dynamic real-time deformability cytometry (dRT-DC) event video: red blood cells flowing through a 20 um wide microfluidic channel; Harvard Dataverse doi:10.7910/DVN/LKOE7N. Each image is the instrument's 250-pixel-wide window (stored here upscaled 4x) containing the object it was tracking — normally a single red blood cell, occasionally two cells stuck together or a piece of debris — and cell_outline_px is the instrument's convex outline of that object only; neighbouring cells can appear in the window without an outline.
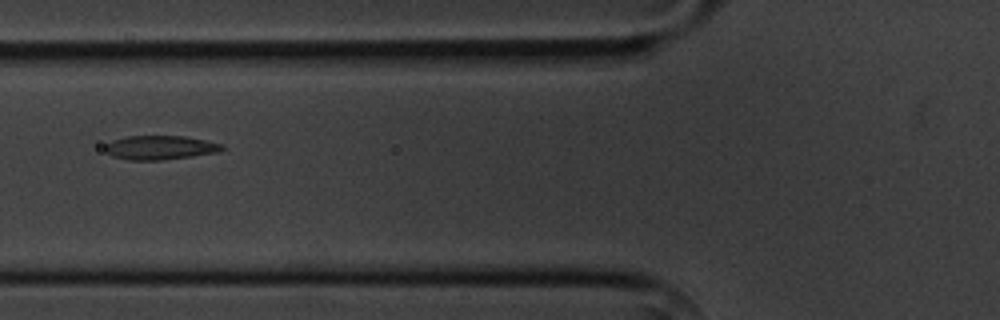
{"species": "common noctule bat (a hibernating species)", "species_latin": "Nyctalus noctula", "temperature_condition": "cold", "stored_images_in_passage": 8, "camera_frame_rate_fps": 3000, "um_per_image_px": 0.085, "animal": {"sex": "male", "body_mass_g": 20.1, "forearm_length_mm": 53.5}, "frame": {"image": 1, "passage_image": 6, "time_ms": 7.333, "image_size_px": [1000, 320], "cell_outline_px": [[224, 148], [216, 152], [192, 156], [160, 160], [128, 160], [112, 156], [104, 152], [104, 144], [112, 140], [128, 136], [184, 136], [224, 144]], "centroid_in_image_um": [13.54, 12.54], "position_along_channel_um": 112.3, "area_um2": 16.42}}
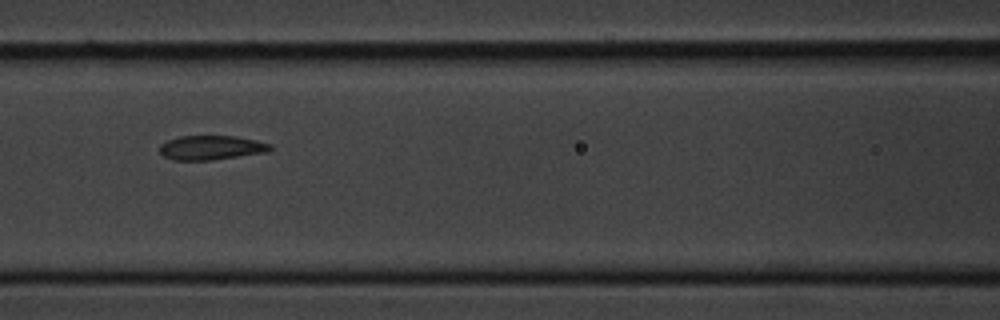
{"frame": {"image": 2, "passage_image": 7, "time_ms": 8.333, "image_size_px": [1000, 320], "cell_outline_px": [[272, 148], [268, 152], [212, 160], [172, 160], [164, 156], [160, 152], [160, 144], [168, 140], [180, 136], [236, 136], [256, 140], [272, 144]], "centroid_in_image_um": [17.97, 12.55], "position_along_channel_um": 148.6, "area_um2": 15.72}}
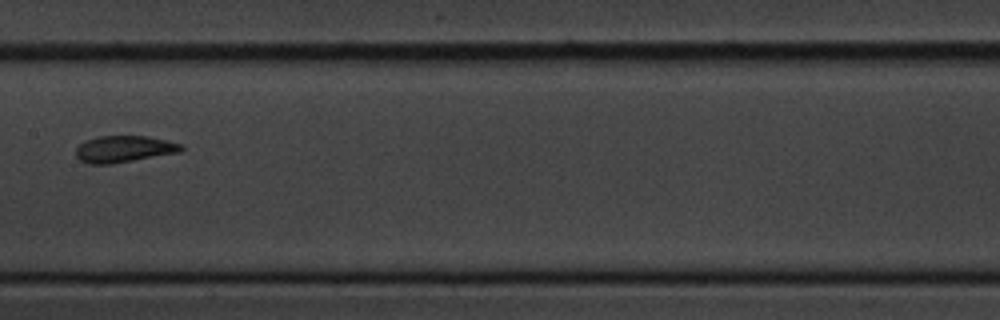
{"frame": {"image": 3, "passage_image": 8, "time_ms": 9.667, "image_size_px": [1000, 320], "cell_outline_px": [[184, 148], [180, 152], [112, 164], [88, 164], [80, 160], [76, 156], [76, 148], [84, 140], [96, 136], [148, 136], [168, 140], [184, 144]], "centroid_in_image_um": [10.55, 12.66], "position_along_channel_um": 196.9, "area_um2": 16.59}}